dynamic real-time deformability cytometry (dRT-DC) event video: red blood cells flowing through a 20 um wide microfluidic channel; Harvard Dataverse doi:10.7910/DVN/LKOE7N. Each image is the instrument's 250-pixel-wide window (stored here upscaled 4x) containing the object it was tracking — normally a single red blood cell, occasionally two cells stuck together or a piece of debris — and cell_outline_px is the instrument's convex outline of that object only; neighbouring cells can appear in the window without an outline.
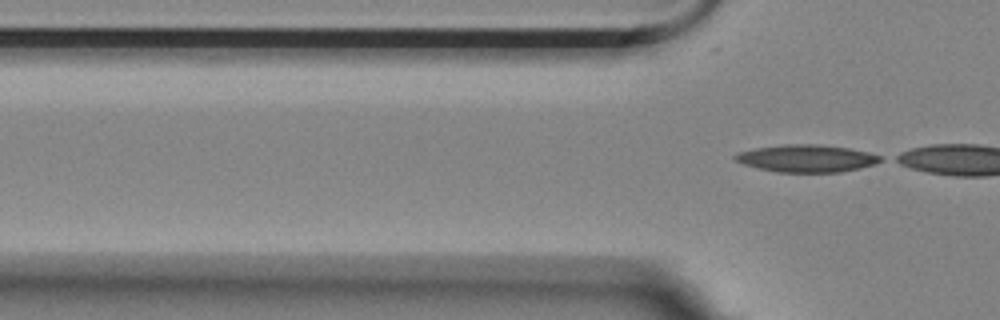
{"species": "Egyptian fruit bat (a non-hibernating species)", "species_latin": "Rousettus aegyptiacus", "temperature_condition": "room temperature", "stored_images_in_passage": 2, "camera_frame_rate_fps": 3000, "um_per_image_px": 0.085, "animal": {"sex": "female"}, "frame": {"image": 1, "passage_image": 2, "time_ms": 0.333, "image_size_px": [1000, 320], "cell_outline_px": [[884, 160], [860, 168], [840, 172], [776, 172], [756, 168], [744, 164], [736, 160], [732, 156], [740, 152], [756, 148], [784, 144], [816, 144], [848, 148], [868, 152], [880, 156]], "centroid_in_image_um": [68.55, 13.46], "position_along_channel_um": 57.3, "area_um2": 23.0}}